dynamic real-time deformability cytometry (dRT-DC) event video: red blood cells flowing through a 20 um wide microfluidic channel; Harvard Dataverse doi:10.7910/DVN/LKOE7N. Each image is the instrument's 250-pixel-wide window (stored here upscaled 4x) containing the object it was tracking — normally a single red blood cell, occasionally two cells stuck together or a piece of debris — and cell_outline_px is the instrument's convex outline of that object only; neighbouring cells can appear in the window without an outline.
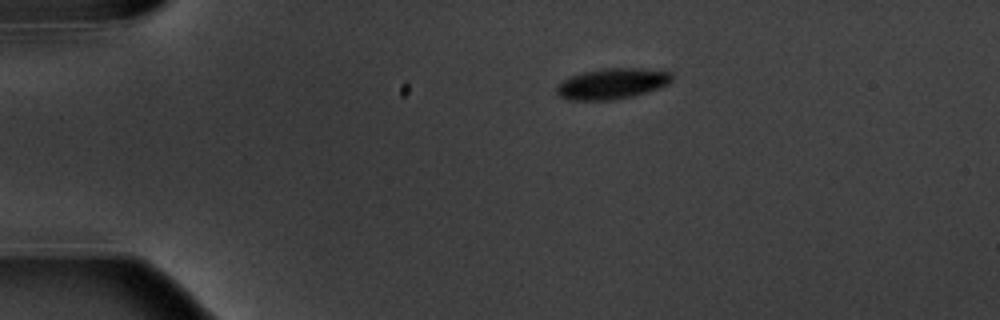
{"species": "common noctule bat (a hibernating species)", "species_latin": "Nyctalus noctula", "temperature_condition": "warm", "stored_images_in_passage": 6, "camera_frame_rate_fps": 3000, "um_per_image_px": 0.085, "animal": {"sex": "male", "body_mass_g": 20.1, "forearm_length_mm": 53.5}, "frame": {"image": 1, "passage_image": 1, "time_ms": 0.0, "image_size_px": [1000, 320], "cell_outline_px": [[676, 76], [668, 84], [632, 96], [612, 100], [568, 100], [560, 96], [556, 92], [556, 88], [564, 80], [572, 76], [584, 72], [604, 68], [640, 68], [672, 72]], "centroid_in_image_um": [52.06, 7.1], "position_along_channel_um": 32.9, "area_um2": 20.46}}
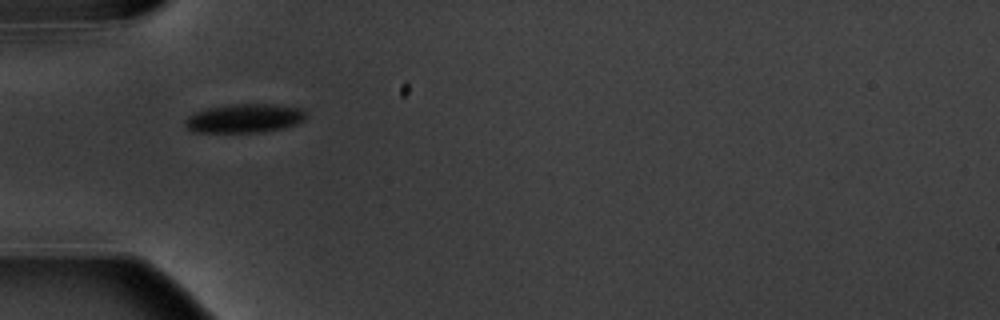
{"frame": {"image": 2, "passage_image": 3, "time_ms": 2.333, "image_size_px": [1000, 320], "cell_outline_px": [[308, 116], [304, 120], [296, 124], [284, 128], [264, 132], [192, 132], [184, 124], [184, 120], [188, 116], [196, 112], [208, 108], [232, 104], [276, 104], [300, 108], [308, 112]], "centroid_in_image_um": [20.82, 10.06], "position_along_channel_um": 64.2, "area_um2": 20.52}}